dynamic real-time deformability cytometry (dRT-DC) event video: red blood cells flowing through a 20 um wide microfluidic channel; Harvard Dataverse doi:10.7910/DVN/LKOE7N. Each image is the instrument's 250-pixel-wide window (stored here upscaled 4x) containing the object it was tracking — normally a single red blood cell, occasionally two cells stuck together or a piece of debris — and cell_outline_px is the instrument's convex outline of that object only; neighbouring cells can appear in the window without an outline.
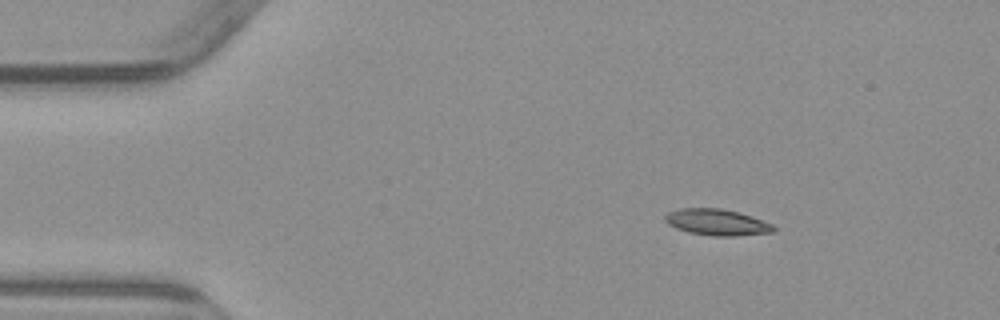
{"species": "common noctule bat (a hibernating species)", "species_latin": "Nyctalus noctula", "temperature_condition": "warm", "stored_images_in_passage": 5, "camera_frame_rate_fps": 3000, "um_per_image_px": 0.085, "animal": {"sex": "male", "body_mass_g": 23.1, "forearm_length_mm": 52.7}, "frame": {"image": 1, "passage_image": 2, "time_ms": 1.0, "image_size_px": [1000, 320], "cell_outline_px": [[776, 228], [772, 232], [736, 236], [712, 236], [688, 232], [676, 228], [668, 224], [664, 220], [664, 216], [668, 212], [680, 208], [720, 208], [740, 212], [752, 216], [772, 224]], "centroid_in_image_um": [60.92, 18.89], "position_along_channel_um": 24.1, "area_um2": 16.7}}
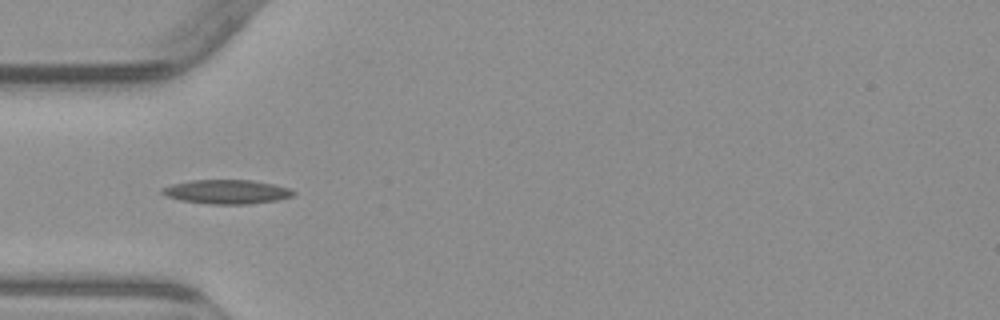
{"frame": {"image": 2, "passage_image": 4, "time_ms": 4.0, "image_size_px": [1000, 320], "cell_outline_px": [[296, 192], [292, 196], [276, 200], [248, 204], [208, 204], [180, 200], [168, 196], [160, 192], [160, 188], [172, 184], [192, 180], [252, 180], [272, 184], [288, 188]], "centroid_in_image_um": [19.24, 16.3], "position_along_channel_um": 65.8, "area_um2": 18.32}}
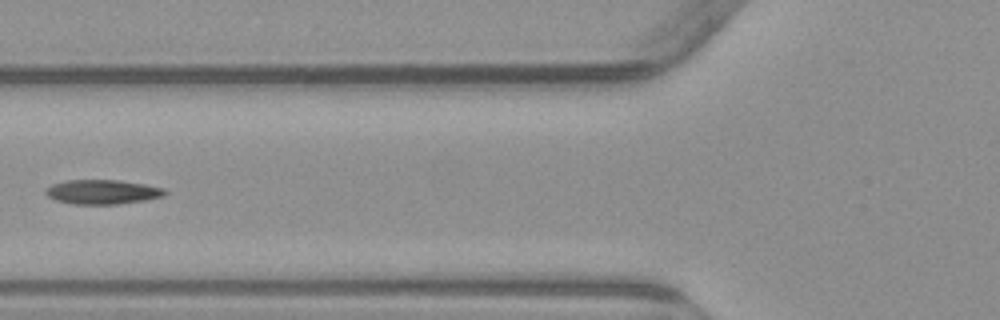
{"frame": {"image": 3, "passage_image": 5, "time_ms": 5.333, "image_size_px": [1000, 320], "cell_outline_px": [[168, 192], [164, 196], [144, 200], [120, 204], [72, 204], [56, 200], [48, 196], [44, 192], [52, 184], [68, 180], [120, 180], [144, 184], [164, 188]], "centroid_in_image_um": [8.73, 16.31], "position_along_channel_um": 117.1, "area_um2": 16.94}}